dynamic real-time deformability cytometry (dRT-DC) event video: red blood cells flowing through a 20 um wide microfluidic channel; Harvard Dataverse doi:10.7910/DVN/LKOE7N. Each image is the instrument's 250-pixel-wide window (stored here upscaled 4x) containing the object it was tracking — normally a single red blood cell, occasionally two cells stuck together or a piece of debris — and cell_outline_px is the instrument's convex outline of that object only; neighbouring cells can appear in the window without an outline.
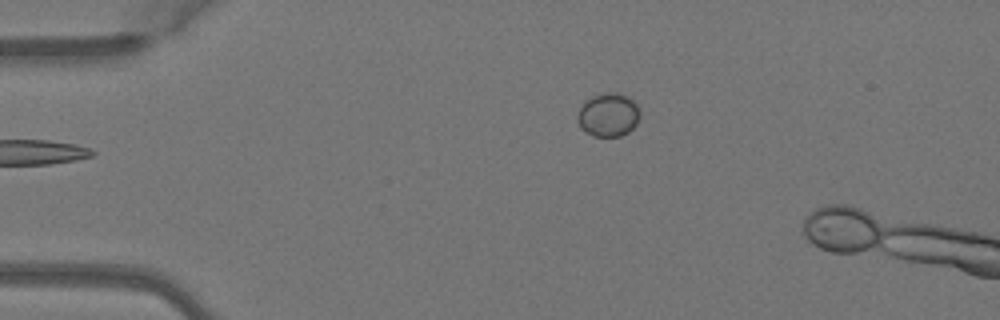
{"species": "Egyptian fruit bat (a non-hibernating species)", "species_latin": "Rousettus aegyptiacus", "temperature_condition": "warm", "stored_images_in_passage": 2, "camera_frame_rate_fps": 3000, "um_per_image_px": 0.085, "animal": {"sex": "female"}, "frame": {"image": 1, "passage_image": 1, "time_ms": 0.0, "image_size_px": [1000, 320], "cell_outline_px": [[640, 116], [636, 124], [628, 132], [620, 136], [592, 136], [584, 132], [580, 128], [576, 120], [576, 116], [584, 100], [592, 96], [604, 92], [616, 92], [628, 96], [640, 108]], "centroid_in_image_um": [51.68, 9.75], "position_along_channel_um": 33.3, "area_um2": 16.18}}